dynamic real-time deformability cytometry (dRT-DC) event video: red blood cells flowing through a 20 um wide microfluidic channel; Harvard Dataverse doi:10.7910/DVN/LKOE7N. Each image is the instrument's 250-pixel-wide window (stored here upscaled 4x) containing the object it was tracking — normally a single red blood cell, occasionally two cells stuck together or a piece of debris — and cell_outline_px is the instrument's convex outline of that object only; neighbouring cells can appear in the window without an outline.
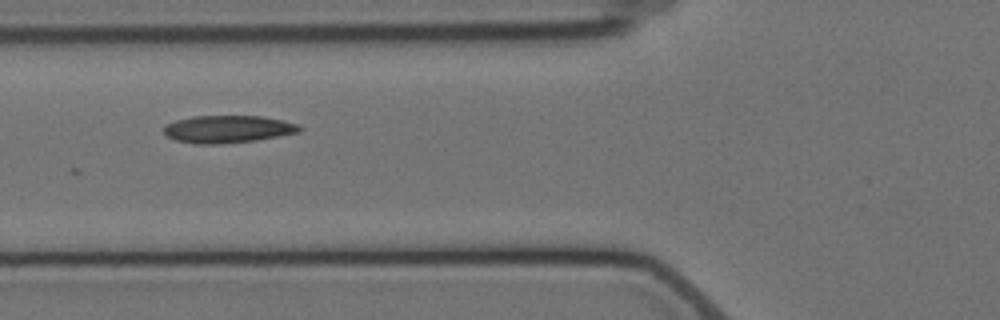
{"species": "Egyptian fruit bat (a non-hibernating species)", "species_latin": "Rousettus aegyptiacus", "temperature_condition": "cold", "stored_images_in_passage": 6, "camera_frame_rate_fps": 3000, "um_per_image_px": 0.085, "animal": {"sex": "female"}, "frame": {"image": 1, "passage_image": 6, "time_ms": 6.0, "image_size_px": [1000, 320], "cell_outline_px": [[300, 132], [280, 136], [256, 140], [216, 144], [196, 144], [176, 140], [168, 136], [164, 132], [164, 124], [176, 120], [192, 116], [260, 116], [284, 120], [300, 124]], "centroid_in_image_um": [19.37, 10.97], "position_along_channel_um": 106.4, "area_um2": 21.73}}